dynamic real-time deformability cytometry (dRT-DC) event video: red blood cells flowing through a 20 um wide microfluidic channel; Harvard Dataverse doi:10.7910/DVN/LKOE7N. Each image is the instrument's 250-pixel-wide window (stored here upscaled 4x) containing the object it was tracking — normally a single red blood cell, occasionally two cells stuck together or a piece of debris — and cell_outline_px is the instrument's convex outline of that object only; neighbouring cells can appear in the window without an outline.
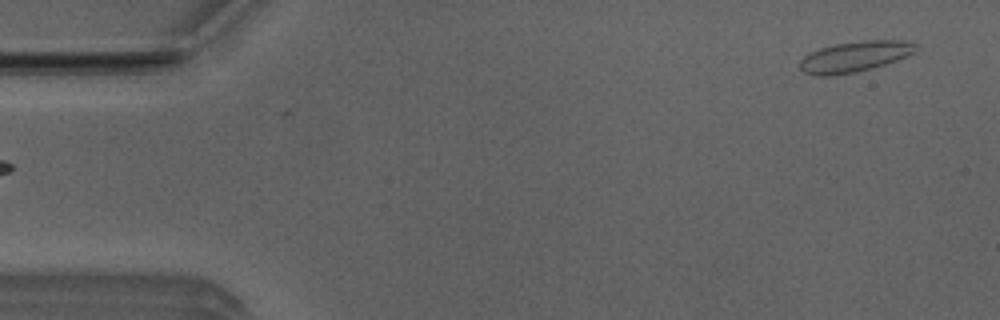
{"species": "Egyptian fruit bat (a non-hibernating species)", "species_latin": "Rousettus aegyptiacus", "temperature_condition": "room temperature", "stored_images_in_passage": 2, "camera_frame_rate_fps": 3000, "um_per_image_px": 0.085, "animal": {"sex": "male"}, "frame": {"image": 1, "passage_image": 2, "time_ms": 0.333, "image_size_px": [1000, 320], "cell_outline_px": [[916, 52], [896, 60], [872, 68], [856, 72], [828, 76], [820, 76], [804, 72], [800, 68], [800, 60], [804, 56], [820, 48], [836, 44], [864, 40], [908, 40], [916, 44]], "centroid_in_image_um": [72.67, 4.8], "position_along_channel_um": 12.3, "area_um2": 20.58}}